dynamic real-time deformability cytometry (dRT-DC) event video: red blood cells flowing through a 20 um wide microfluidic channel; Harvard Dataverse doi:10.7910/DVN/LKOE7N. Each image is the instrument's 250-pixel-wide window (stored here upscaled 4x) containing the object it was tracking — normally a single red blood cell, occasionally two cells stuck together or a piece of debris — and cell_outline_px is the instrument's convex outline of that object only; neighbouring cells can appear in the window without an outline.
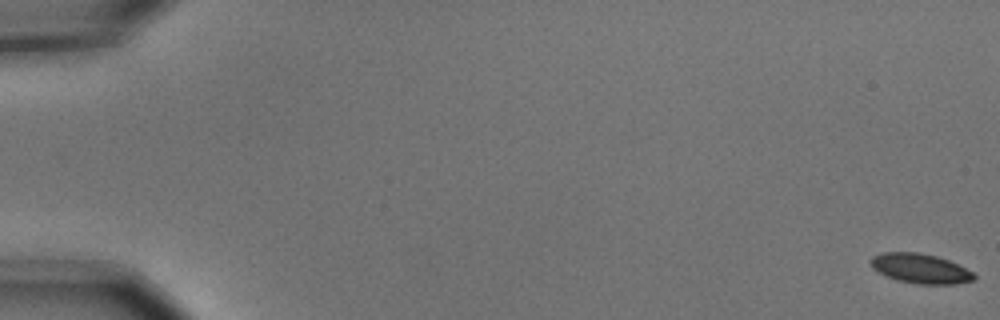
{"species": "common noctule bat (a hibernating species)", "species_latin": "Nyctalus noctula", "temperature_condition": "cold", "stored_images_in_passage": 5, "camera_frame_rate_fps": 3000, "um_per_image_px": 0.085, "animal": {"sex": "male", "body_mass_g": 15.6}, "frame": {"image": 1, "passage_image": 1, "time_ms": 0.0, "image_size_px": [1000, 320], "cell_outline_px": [[976, 280], [956, 284], [920, 284], [896, 280], [872, 268], [868, 260], [872, 256], [884, 252], [916, 252], [936, 256], [948, 260], [972, 272], [976, 276]], "centroid_in_image_um": [78.21, 22.82], "position_along_channel_um": 6.8, "area_um2": 17.8}}
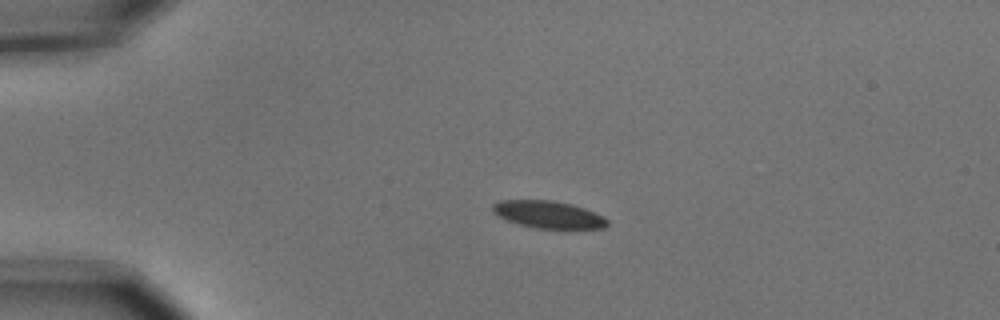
{"frame": {"image": 2, "passage_image": 4, "time_ms": 1.0, "image_size_px": [1000, 320], "cell_outline_px": [[608, 224], [604, 228], [536, 228], [520, 224], [508, 220], [500, 216], [492, 208], [492, 204], [500, 200], [552, 200], [572, 204], [584, 208], [604, 216], [608, 220]], "centroid_in_image_um": [46.65, 18.22], "position_along_channel_um": 38.4, "area_um2": 17.98}}